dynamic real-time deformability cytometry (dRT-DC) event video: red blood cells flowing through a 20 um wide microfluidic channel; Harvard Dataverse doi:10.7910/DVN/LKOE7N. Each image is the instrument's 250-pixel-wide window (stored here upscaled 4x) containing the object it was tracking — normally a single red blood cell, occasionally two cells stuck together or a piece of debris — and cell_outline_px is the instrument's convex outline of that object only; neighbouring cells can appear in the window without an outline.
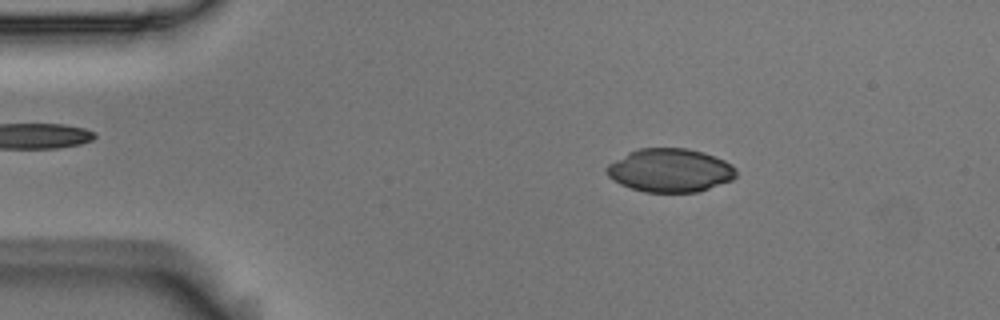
{"species": "Egyptian fruit bat (a non-hibernating species)", "species_latin": "Rousettus aegyptiacus", "temperature_condition": "room temperature", "stored_images_in_passage": 3, "camera_frame_rate_fps": 3000, "um_per_image_px": 0.085, "animal": {"sex": "male"}, "frame": {"image": 1, "passage_image": 2, "time_ms": 0.333, "image_size_px": [1000, 320], "cell_outline_px": [[736, 176], [732, 180], [696, 192], [644, 192], [620, 184], [612, 180], [604, 172], [604, 168], [608, 164], [628, 152], [640, 148], [688, 148], [704, 152], [724, 160], [732, 164], [736, 168]], "centroid_in_image_um": [56.93, 14.47], "position_along_channel_um": 28.1, "area_um2": 32.95}}